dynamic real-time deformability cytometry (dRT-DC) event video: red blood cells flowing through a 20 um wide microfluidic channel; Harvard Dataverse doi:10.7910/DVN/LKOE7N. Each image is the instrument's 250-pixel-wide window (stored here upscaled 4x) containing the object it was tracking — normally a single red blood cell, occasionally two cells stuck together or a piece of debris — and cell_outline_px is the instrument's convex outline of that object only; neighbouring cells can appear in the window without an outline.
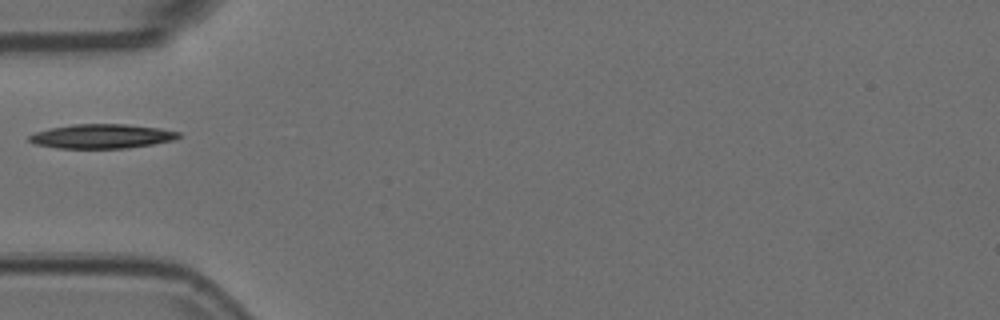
{"species": "Egyptian fruit bat (a non-hibernating species)", "species_latin": "Rousettus aegyptiacus", "temperature_condition": "room temperature", "stored_images_in_passage": 1, "camera_frame_rate_fps": 3000, "um_per_image_px": 0.085, "animal": {"sex": "female"}, "frame": {"image": 1, "passage_image": 1, "time_ms": 0.0, "image_size_px": [1000, 320], "cell_outline_px": [[180, 136], [176, 140], [128, 148], [56, 148], [36, 144], [28, 140], [28, 136], [36, 132], [52, 128], [72, 124], [124, 124], [160, 128], [180, 132]], "centroid_in_image_um": [8.68, 11.58], "position_along_channel_um": 76.3, "area_um2": 21.1}}